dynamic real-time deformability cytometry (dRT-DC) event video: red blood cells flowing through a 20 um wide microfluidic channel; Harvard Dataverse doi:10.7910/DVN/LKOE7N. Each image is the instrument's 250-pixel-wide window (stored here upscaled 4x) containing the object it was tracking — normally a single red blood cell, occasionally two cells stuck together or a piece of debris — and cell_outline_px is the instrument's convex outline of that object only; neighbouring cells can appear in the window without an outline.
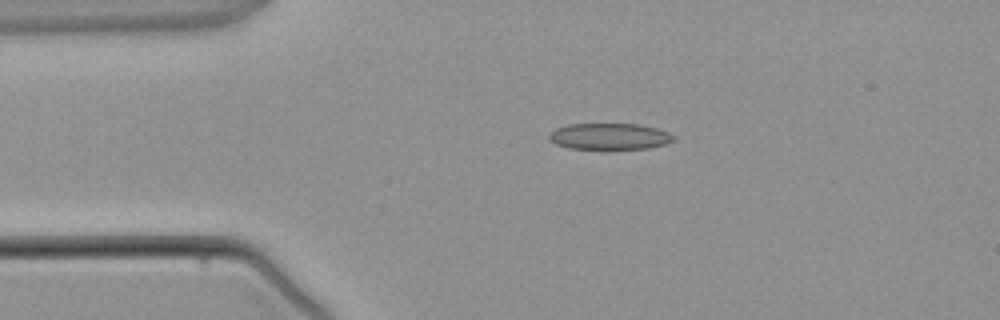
{"species": "common noctule bat (a hibernating species)", "species_latin": "Nyctalus noctula", "temperature_condition": "warm", "stored_images_in_passage": 4, "camera_frame_rate_fps": 3000, "um_per_image_px": 0.085, "animal": {"sex": "male", "body_mass_g": 21.5, "forearm_length_mm": 52.0}, "frame": {"image": 1, "passage_image": 2, "time_ms": 2.0, "image_size_px": [1000, 320], "cell_outline_px": [[676, 140], [664, 144], [648, 148], [604, 152], [568, 148], [556, 144], [548, 136], [556, 128], [568, 124], [640, 124], [656, 128], [668, 132], [676, 136]], "centroid_in_image_um": [51.84, 11.64], "position_along_channel_um": 33.2, "area_um2": 20.0}}
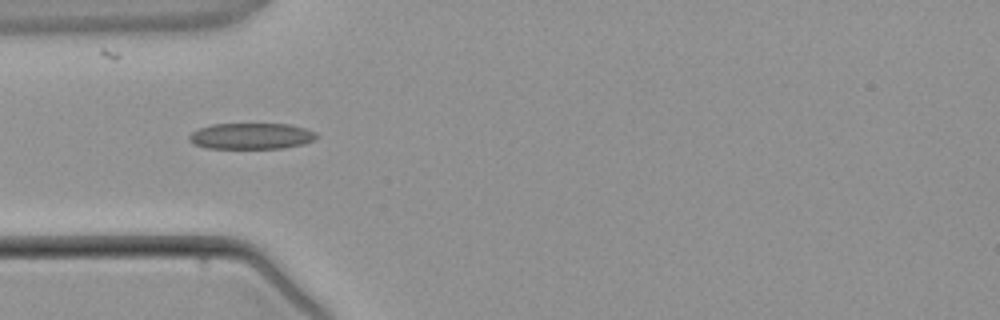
{"frame": {"image": 2, "passage_image": 3, "time_ms": 3.333, "image_size_px": [1000, 320], "cell_outline_px": [[316, 140], [304, 144], [284, 148], [204, 148], [192, 144], [188, 140], [188, 136], [192, 132], [200, 128], [212, 124], [288, 124], [304, 128], [316, 132]], "centroid_in_image_um": [21.34, 11.57], "position_along_channel_um": 63.7, "area_um2": 19.48}}
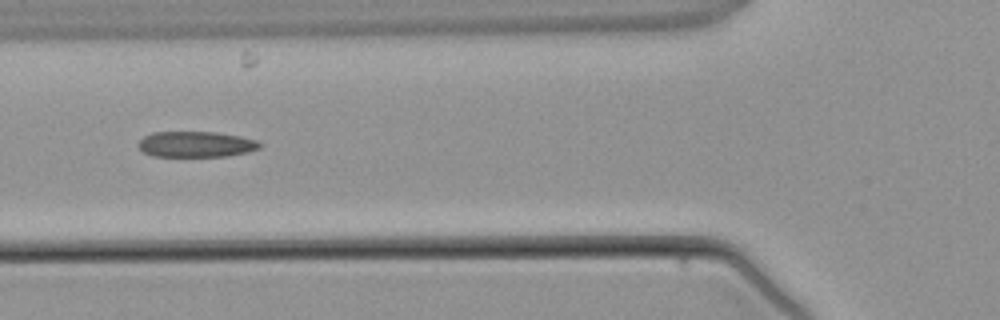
{"frame": {"image": 3, "passage_image": 4, "time_ms": 4.333, "image_size_px": [1000, 320], "cell_outline_px": [[264, 144], [260, 148], [248, 152], [228, 156], [152, 156], [144, 152], [136, 144], [144, 136], [152, 132], [216, 132], [240, 136], [256, 140]], "centroid_in_image_um": [16.68, 12.26], "position_along_channel_um": 109.1, "area_um2": 18.32}}